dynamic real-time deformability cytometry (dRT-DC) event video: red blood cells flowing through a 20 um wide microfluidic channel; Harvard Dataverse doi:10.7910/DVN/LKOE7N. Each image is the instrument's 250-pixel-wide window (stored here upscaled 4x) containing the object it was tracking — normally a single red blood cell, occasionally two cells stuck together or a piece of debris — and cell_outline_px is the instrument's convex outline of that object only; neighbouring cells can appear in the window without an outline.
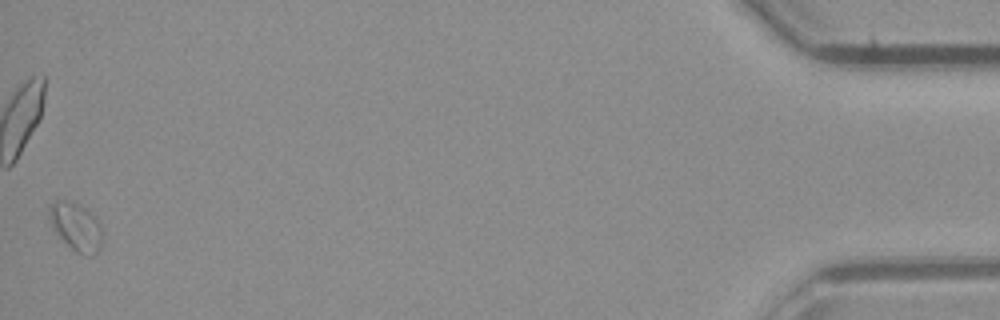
{"species": "common noctule bat (a hibernating species)", "species_latin": "Nyctalus noctula", "temperature_condition": "room temperature", "stored_images_in_passage": 39, "camera_frame_rate_fps": 3000, "um_per_image_px": 0.085, "animal": {"sex": "male", "body_mass_g": 23.1, "forearm_length_mm": 52.7}, "frame": {"image": 1, "passage_image": 39, "time_ms": 12.667, "image_size_px": [1000, 320], "cell_outline_px": [[100, 248], [92, 256], [76, 252], [52, 228], [48, 220], [48, 208], [56, 200], [64, 200], [80, 204], [96, 216], [100, 224]], "centroid_in_image_um": [6.43, 19.23], "position_along_channel_um": 428.8, "area_um2": 14.68}}